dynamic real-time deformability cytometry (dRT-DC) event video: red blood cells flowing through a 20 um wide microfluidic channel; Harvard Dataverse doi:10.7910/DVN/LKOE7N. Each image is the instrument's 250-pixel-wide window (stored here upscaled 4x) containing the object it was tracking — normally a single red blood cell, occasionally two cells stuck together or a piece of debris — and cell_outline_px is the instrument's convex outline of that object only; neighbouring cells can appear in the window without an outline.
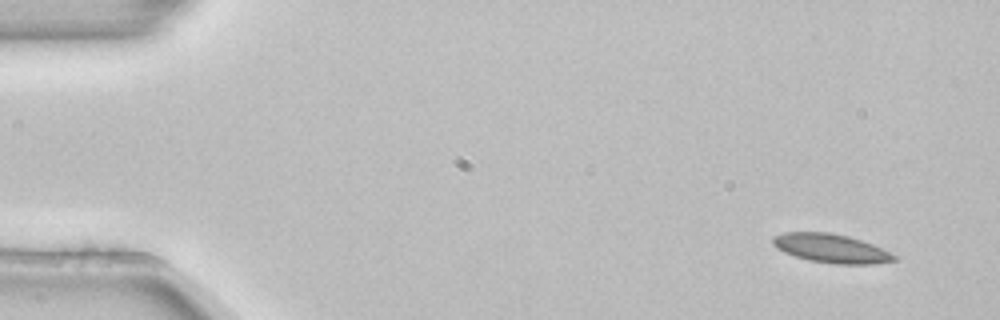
{"species": "common noctule bat (a hibernating species)", "species_latin": "Nyctalus noctula", "temperature_condition": "room temperature", "stored_images_in_passage": 4, "camera_frame_rate_fps": 3000, "um_per_image_px": 0.085, "animal": {"sex": "female", "body_mass_g": 22.7, "forearm_length_mm": 54.2}, "frame": {"image": 1, "passage_image": 1, "time_ms": 0.0, "image_size_px": [1000, 320], "cell_outline_px": [[896, 260], [872, 264], [836, 264], [808, 260], [784, 252], [776, 248], [772, 244], [772, 236], [784, 232], [828, 232], [848, 236], [872, 244], [896, 256]], "centroid_in_image_um": [70.59, 21.1], "position_along_channel_um": 14.4, "area_um2": 20.23}}
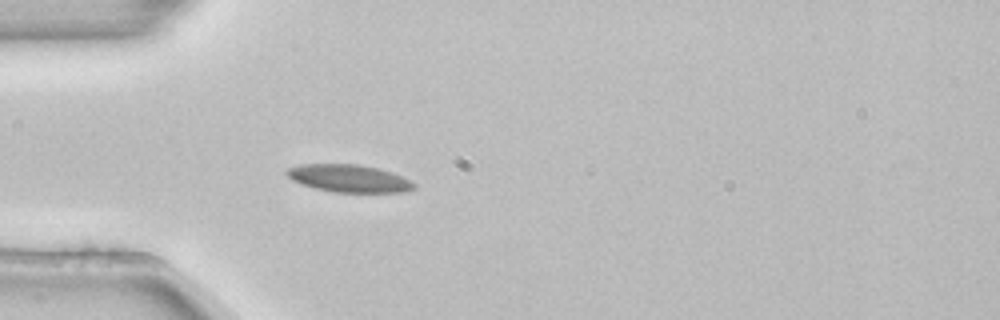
{"frame": {"image": 2, "passage_image": 4, "time_ms": 1.0, "image_size_px": [1000, 320], "cell_outline_px": [[416, 188], [404, 192], [332, 192], [300, 184], [292, 180], [284, 172], [288, 168], [300, 164], [356, 164], [376, 168], [392, 172], [412, 180], [416, 184]], "centroid_in_image_um": [29.67, 15.16], "position_along_channel_um": 55.3, "area_um2": 20.52}}